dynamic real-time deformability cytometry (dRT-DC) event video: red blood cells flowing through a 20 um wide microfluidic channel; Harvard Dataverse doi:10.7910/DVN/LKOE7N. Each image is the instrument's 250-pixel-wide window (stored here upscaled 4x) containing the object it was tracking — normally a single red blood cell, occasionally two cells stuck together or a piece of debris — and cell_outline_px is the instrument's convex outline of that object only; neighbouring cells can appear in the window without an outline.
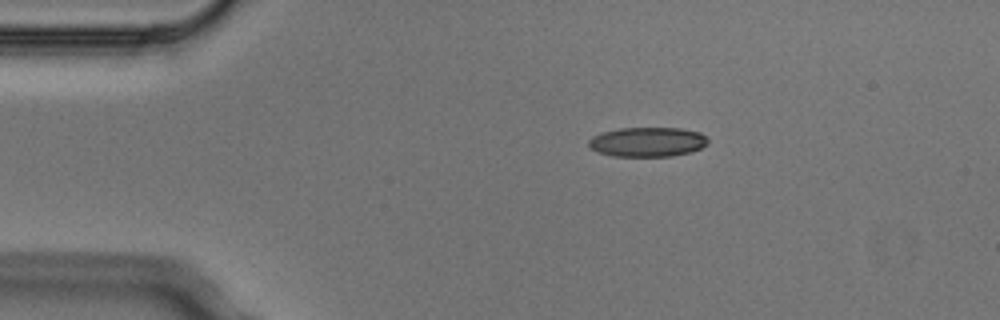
{"species": "Egyptian fruit bat (a non-hibernating species)", "species_latin": "Rousettus aegyptiacus", "temperature_condition": "cold", "stored_images_in_passage": 5, "camera_frame_rate_fps": 3000, "um_per_image_px": 0.085, "animal": {"sex": "male"}, "frame": {"image": 1, "passage_image": 2, "time_ms": 0.333, "image_size_px": [1000, 320], "cell_outline_px": [[708, 144], [692, 152], [672, 156], [612, 156], [596, 152], [588, 144], [588, 140], [592, 136], [600, 132], [620, 128], [680, 128], [700, 132], [708, 136]], "centroid_in_image_um": [55.04, 12.06], "position_along_channel_um": 30.0, "area_um2": 20.81}}
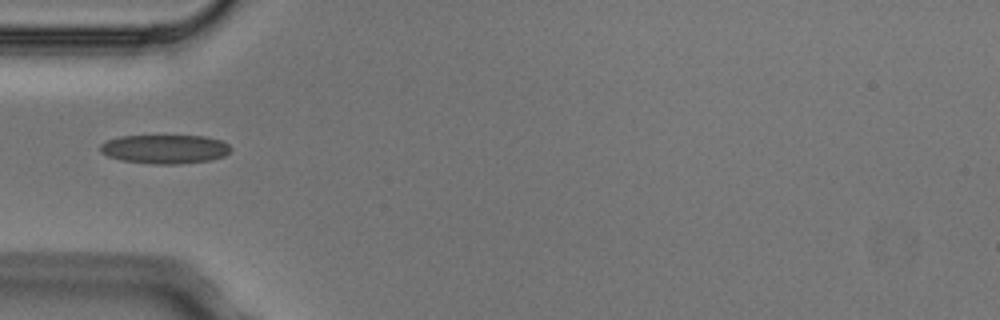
{"frame": {"image": 2, "passage_image": 4, "time_ms": 1.0, "image_size_px": [1000, 320], "cell_outline_px": [[232, 148], [224, 156], [208, 160], [180, 164], [152, 164], [120, 160], [108, 156], [100, 152], [100, 144], [108, 140], [120, 136], [204, 136], [220, 140], [228, 144]], "centroid_in_image_um": [13.99, 12.67], "position_along_channel_um": 71.0, "area_um2": 21.96}}
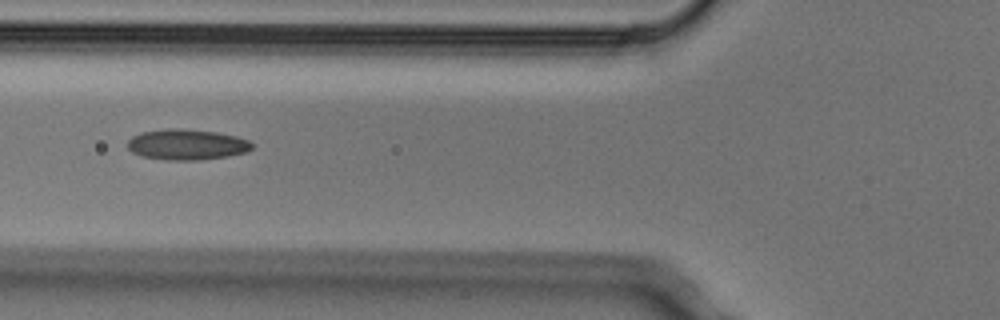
{"frame": {"image": 3, "passage_image": 5, "time_ms": 1.333, "image_size_px": [1000, 320], "cell_outline_px": [[252, 148], [244, 152], [228, 156], [196, 160], [168, 160], [144, 156], [132, 152], [128, 148], [128, 140], [132, 136], [140, 132], [168, 128], [184, 128], [216, 132], [236, 136], [248, 140], [252, 144]], "centroid_in_image_um": [15.85, 12.27], "position_along_channel_um": 109.9, "area_um2": 22.14}}